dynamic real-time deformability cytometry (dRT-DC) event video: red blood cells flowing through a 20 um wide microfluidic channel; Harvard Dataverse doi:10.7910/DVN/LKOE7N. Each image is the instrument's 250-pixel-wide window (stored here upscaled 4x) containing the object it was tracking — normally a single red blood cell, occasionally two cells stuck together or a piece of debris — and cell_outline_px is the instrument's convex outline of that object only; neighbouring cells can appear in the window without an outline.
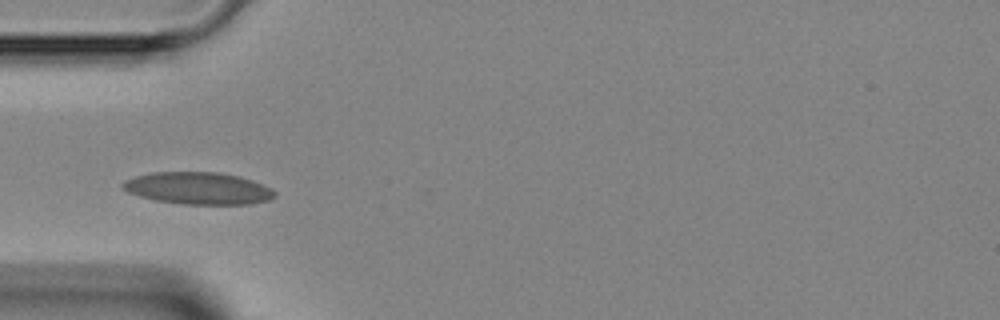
{"species": "Egyptian fruit bat (a non-hibernating species)", "species_latin": "Rousettus aegyptiacus", "temperature_condition": "room temperature", "stored_images_in_passage": 1, "camera_frame_rate_fps": 3000, "um_per_image_px": 0.085, "animal": {"sex": "female"}, "frame": {"image": 1, "passage_image": 1, "time_ms": 0.0, "image_size_px": [1000, 320], "cell_outline_px": [[276, 196], [268, 200], [248, 204], [180, 204], [156, 200], [140, 196], [128, 192], [120, 188], [120, 184], [124, 180], [136, 176], [152, 172], [220, 172], [240, 176], [252, 180], [272, 188], [276, 192]], "centroid_in_image_um": [16.83, 16.0], "position_along_channel_um": 68.2, "area_um2": 28.61}}